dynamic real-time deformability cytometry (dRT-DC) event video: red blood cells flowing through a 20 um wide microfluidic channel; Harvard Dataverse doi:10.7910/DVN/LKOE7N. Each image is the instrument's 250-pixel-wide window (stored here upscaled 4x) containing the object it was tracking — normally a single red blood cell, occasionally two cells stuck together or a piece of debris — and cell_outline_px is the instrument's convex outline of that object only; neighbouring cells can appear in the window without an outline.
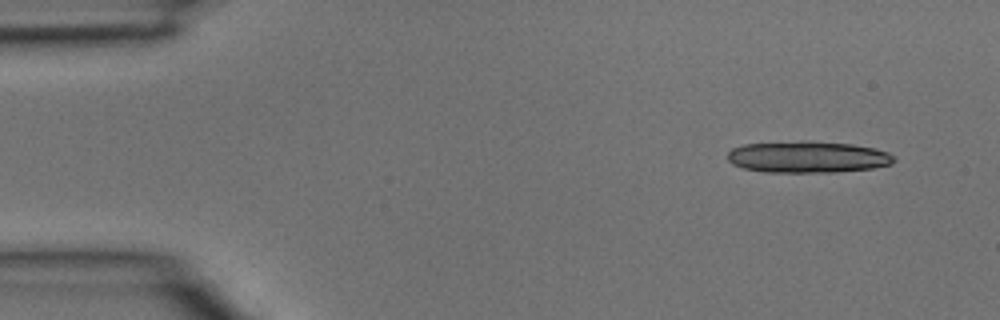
{"species": "common noctule bat (a hibernating species)", "species_latin": "Nyctalus noctula", "temperature_condition": "room temperature", "stored_images_in_passage": 9, "camera_frame_rate_fps": 3000, "um_per_image_px": 0.085, "animal": {"sex": "male", "body_mass_g": 15.6}, "frame": {"image": 1, "passage_image": 1, "time_ms": 0.0, "image_size_px": [1000, 320], "cell_outline_px": [[896, 160], [892, 164], [872, 168], [836, 172], [764, 172], [744, 168], [732, 164], [728, 160], [728, 152], [732, 148], [744, 144], [804, 140], [808, 140], [852, 144], [872, 148], [888, 152]], "centroid_in_image_um": [68.63, 13.33], "position_along_channel_um": 16.4, "area_um2": 30.81}}